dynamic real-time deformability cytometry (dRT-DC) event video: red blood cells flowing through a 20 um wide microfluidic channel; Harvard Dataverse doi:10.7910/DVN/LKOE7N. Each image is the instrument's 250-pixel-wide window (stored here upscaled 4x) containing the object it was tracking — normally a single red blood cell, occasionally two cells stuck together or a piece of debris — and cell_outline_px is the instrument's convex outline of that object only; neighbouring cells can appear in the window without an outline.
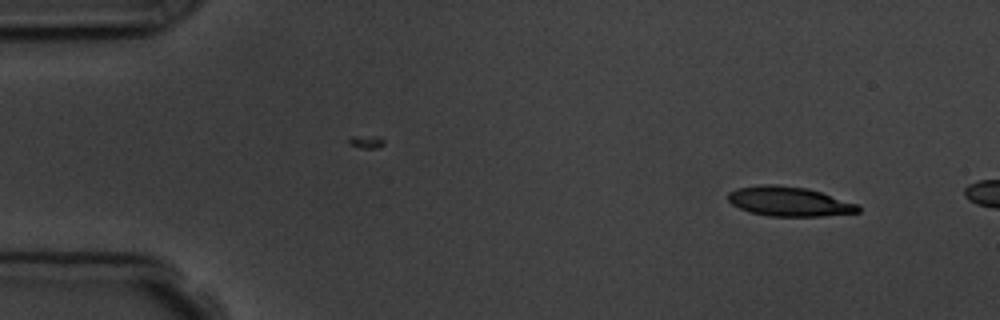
{"species": "common noctule bat (a hibernating species)", "species_latin": "Nyctalus noctula", "temperature_condition": "room temperature", "stored_images_in_passage": 2, "camera_frame_rate_fps": 3000, "um_per_image_px": 0.085, "animal": {"sex": "male", "body_mass_g": 19.5, "forearm_length_mm": 54.6}, "frame": {"image": 1, "passage_image": 1, "time_ms": 0.0, "image_size_px": [1000, 320], "cell_outline_px": [[860, 212], [820, 216], [768, 216], [748, 212], [732, 204], [728, 200], [728, 192], [736, 188], [768, 184], [776, 184], [808, 188], [860, 204]], "centroid_in_image_um": [67.09, 17.12], "position_along_channel_um": 17.9, "area_um2": 22.54}}